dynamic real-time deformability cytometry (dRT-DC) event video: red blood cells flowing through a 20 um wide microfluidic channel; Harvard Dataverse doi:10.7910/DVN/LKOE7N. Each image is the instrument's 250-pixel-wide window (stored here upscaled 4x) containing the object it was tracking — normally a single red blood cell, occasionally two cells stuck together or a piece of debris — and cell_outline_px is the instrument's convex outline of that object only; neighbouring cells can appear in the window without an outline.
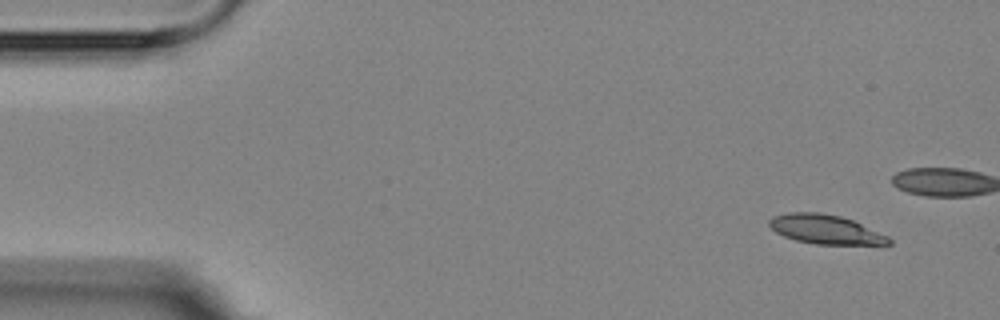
{"species": "Egyptian fruit bat (a non-hibernating species)", "species_latin": "Rousettus aegyptiacus", "temperature_condition": "room temperature", "stored_images_in_passage": 8, "segment_of_instrument_passage": [1, 2], "camera_frame_rate_fps": 3000, "um_per_image_px": 0.085, "animal": {"sex": "female"}, "frame": {"image": 1, "passage_image": 1, "time_ms": 0.0, "image_size_px": [1000, 320], "cell_outline_px": [[892, 244], [816, 244], [796, 240], [784, 236], [776, 232], [768, 224], [768, 220], [772, 216], [788, 212], [820, 212], [840, 216], [852, 220], [888, 236], [892, 240]], "centroid_in_image_um": [70.13, 19.48], "position_along_channel_um": 14.9, "area_um2": 20.23}}
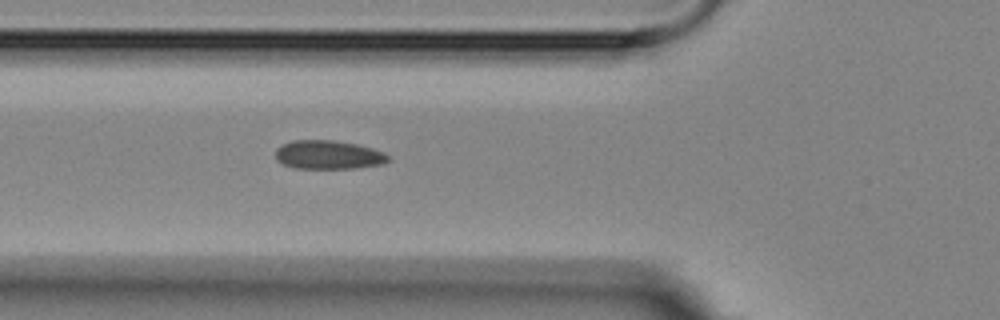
{"frame": {"image": 2, "passage_image": 7, "time_ms": 6.667, "image_size_px": [1000, 320], "cell_outline_px": [[392, 160], [384, 164], [356, 168], [292, 168], [276, 160], [276, 148], [292, 140], [332, 140], [356, 144], [372, 148], [384, 152]], "centroid_in_image_um": [27.93, 13.16], "position_along_channel_um": 97.9, "area_um2": 18.96}}